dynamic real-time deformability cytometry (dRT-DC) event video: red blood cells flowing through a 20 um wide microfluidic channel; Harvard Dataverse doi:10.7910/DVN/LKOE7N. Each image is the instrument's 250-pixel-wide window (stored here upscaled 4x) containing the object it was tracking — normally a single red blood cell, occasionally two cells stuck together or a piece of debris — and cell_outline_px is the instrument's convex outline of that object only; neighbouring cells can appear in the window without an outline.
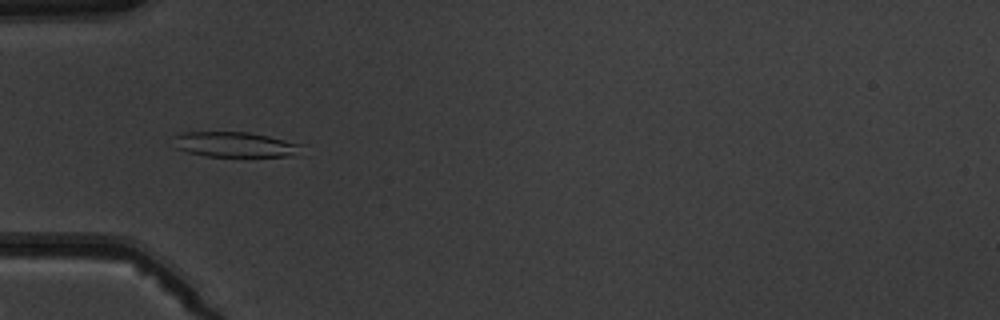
{"species": "common noctule bat (a hibernating species)", "species_latin": "Nyctalus noctula", "temperature_condition": "warm", "stored_images_in_passage": 7, "camera_frame_rate_fps": 3000, "um_per_image_px": 0.085, "animal": {"sex": "male", "body_mass_g": 19.5, "forearm_length_mm": 54.6}, "frame": {"image": 1, "passage_image": 4, "time_ms": 3.667, "image_size_px": [1000, 320], "cell_outline_px": [[304, 144], [288, 156], [204, 156], [188, 152], [176, 148], [172, 136], [184, 132], [248, 132], [268, 136]], "centroid_in_image_um": [19.87, 12.27], "position_along_channel_um": 65.1, "area_um2": 18.5}}
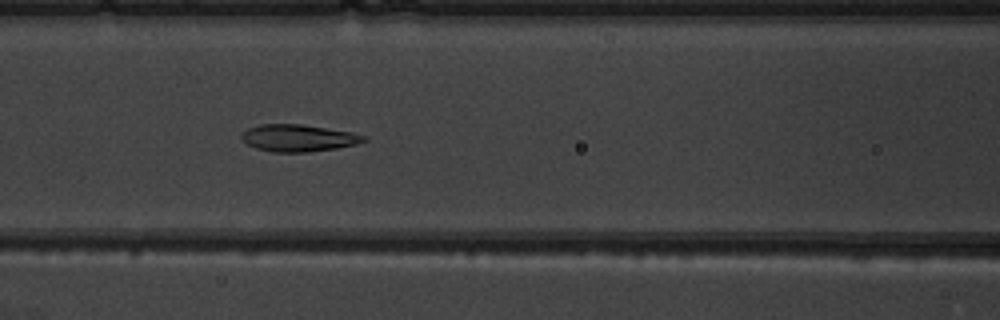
{"frame": {"image": 2, "passage_image": 6, "time_ms": 5.667, "image_size_px": [1000, 320], "cell_outline_px": [[368, 140], [356, 144], [336, 148], [308, 152], [276, 152], [256, 148], [248, 144], [240, 136], [248, 128], [260, 124], [300, 124], [352, 132], [368, 136]], "centroid_in_image_um": [25.4, 11.73], "position_along_channel_um": 141.2, "area_um2": 19.13}}
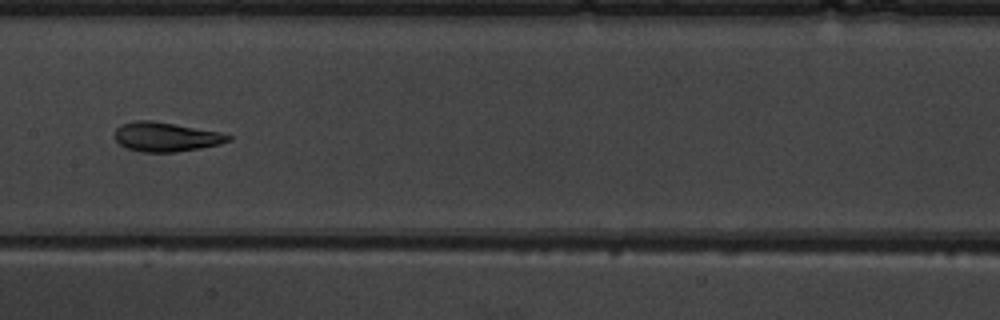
{"frame": {"image": 3, "passage_image": 7, "time_ms": 7.0, "image_size_px": [1000, 320], "cell_outline_px": [[232, 140], [200, 148], [176, 152], [144, 152], [124, 148], [116, 140], [116, 128], [120, 124], [136, 120], [152, 120], [220, 132], [232, 136]], "centroid_in_image_um": [14.08, 11.63], "position_along_channel_um": 193.3, "area_um2": 19.31}}